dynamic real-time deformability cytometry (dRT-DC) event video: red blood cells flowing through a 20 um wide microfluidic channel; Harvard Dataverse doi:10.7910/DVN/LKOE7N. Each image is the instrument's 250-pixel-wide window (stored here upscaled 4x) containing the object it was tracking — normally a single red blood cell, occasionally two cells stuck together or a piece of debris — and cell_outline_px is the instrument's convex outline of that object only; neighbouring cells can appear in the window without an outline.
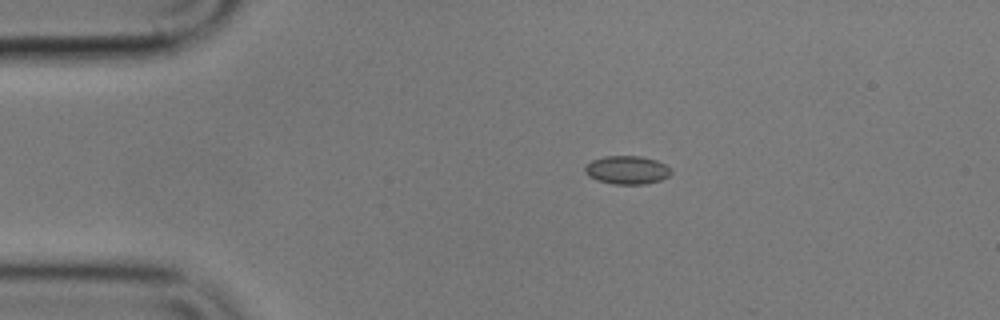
{"species": "common noctule bat (a hibernating species)", "species_latin": "Nyctalus noctula", "temperature_condition": "cold", "stored_images_in_passage": 12, "camera_frame_rate_fps": 3000, "um_per_image_px": 0.085, "animal": {"sex": "male", "body_mass_g": 17.9}, "frame": {"image": 1, "passage_image": 1, "time_ms": 0.0, "image_size_px": [1000, 320], "cell_outline_px": [[672, 172], [668, 176], [660, 180], [644, 184], [612, 184], [596, 180], [588, 176], [584, 172], [584, 168], [592, 160], [604, 156], [640, 156], [656, 160], [664, 164]], "centroid_in_image_um": [53.26, 14.45], "position_along_channel_um": 31.7, "area_um2": 14.16}}
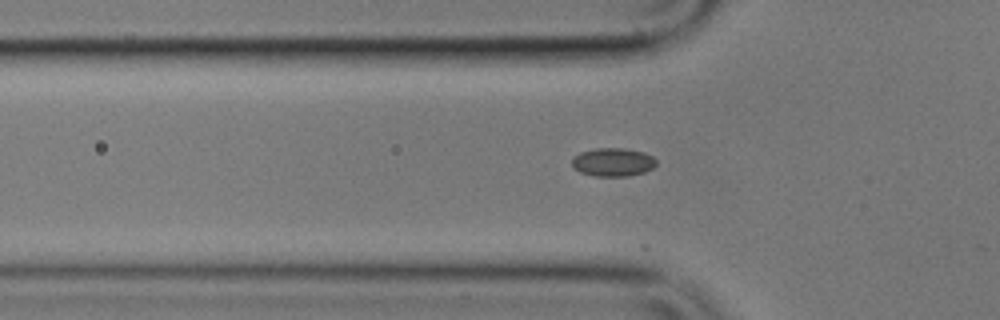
{"frame": {"image": 2, "passage_image": 8, "time_ms": 2.333, "image_size_px": [1000, 320], "cell_outline_px": [[656, 164], [652, 168], [644, 172], [628, 176], [596, 176], [580, 172], [572, 164], [572, 156], [580, 152], [596, 148], [624, 148], [644, 152], [652, 156], [656, 160]], "centroid_in_image_um": [52.1, 13.77], "position_along_channel_um": 73.7, "area_um2": 13.93}}
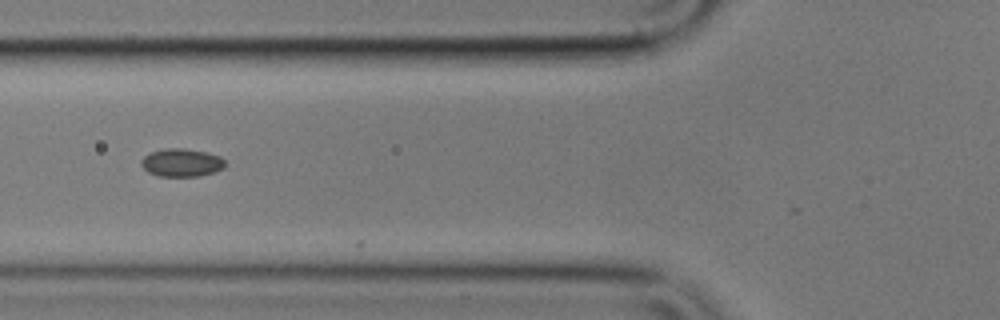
{"frame": {"image": 3, "passage_image": 11, "time_ms": 3.333, "image_size_px": [1000, 320], "cell_outline_px": [[228, 164], [224, 168], [200, 176], [160, 176], [148, 172], [140, 164], [140, 160], [144, 156], [152, 152], [164, 148], [184, 148], [208, 152], [220, 156]], "centroid_in_image_um": [15.46, 13.81], "position_along_channel_um": 110.3, "area_um2": 13.81}}